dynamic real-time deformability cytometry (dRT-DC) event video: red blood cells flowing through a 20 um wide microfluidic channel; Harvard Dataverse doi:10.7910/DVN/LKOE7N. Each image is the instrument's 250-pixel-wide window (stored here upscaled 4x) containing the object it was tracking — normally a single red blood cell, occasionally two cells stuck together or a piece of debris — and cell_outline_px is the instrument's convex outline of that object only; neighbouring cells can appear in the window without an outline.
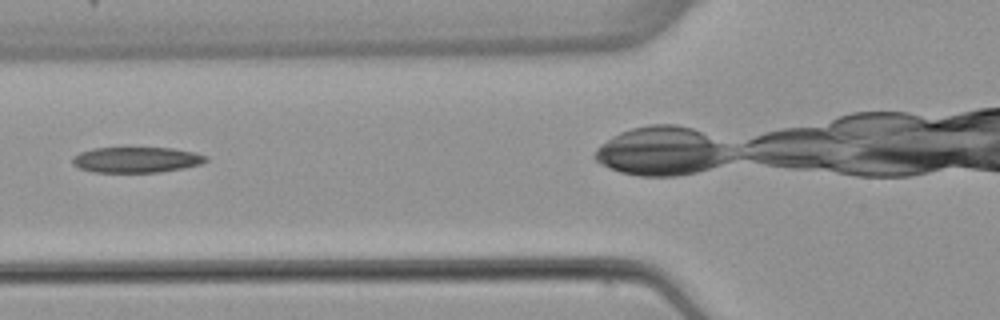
{"species": "common noctule bat (a hibernating species)", "species_latin": "Nyctalus noctula", "temperature_condition": "warm", "stored_images_in_passage": 4, "camera_frame_rate_fps": 3000, "um_per_image_px": 0.085, "animal": {"sex": "female", "body_mass_g": 22.7, "forearm_length_mm": 54.2}, "frame": {"image": 1, "passage_image": 3, "time_ms": 2.333, "image_size_px": [1000, 320], "cell_outline_px": [[208, 160], [200, 164], [184, 168], [160, 172], [92, 172], [80, 168], [72, 164], [72, 156], [80, 152], [92, 148], [172, 148], [196, 152], [208, 156]], "centroid_in_image_um": [11.6, 13.58], "position_along_channel_um": 114.2, "area_um2": 20.06}}